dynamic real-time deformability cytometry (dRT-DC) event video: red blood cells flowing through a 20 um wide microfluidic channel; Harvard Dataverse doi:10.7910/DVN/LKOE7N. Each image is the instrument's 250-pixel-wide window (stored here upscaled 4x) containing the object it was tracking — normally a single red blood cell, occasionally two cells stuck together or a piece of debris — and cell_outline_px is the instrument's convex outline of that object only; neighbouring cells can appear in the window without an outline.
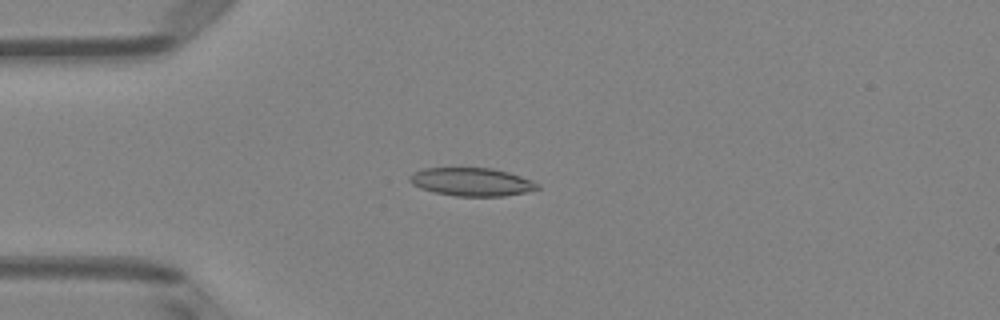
{"species": "Egyptian fruit bat (a non-hibernating species)", "species_latin": "Rousettus aegyptiacus", "temperature_condition": "room temperature", "stored_images_in_passage": 48, "camera_frame_rate_fps": 3000, "um_per_image_px": 0.085, "animal": {"sex": "female"}, "frame": {"image": 1, "passage_image": 11, "time_ms": 3.333, "image_size_px": [1000, 320], "cell_outline_px": [[540, 188], [524, 192], [504, 196], [456, 196], [436, 192], [420, 188], [412, 184], [408, 180], [408, 176], [412, 172], [424, 168], [492, 168], [508, 172], [532, 180], [540, 184]], "centroid_in_image_um": [40.07, 15.45], "position_along_channel_um": 44.9, "area_um2": 20.98}}
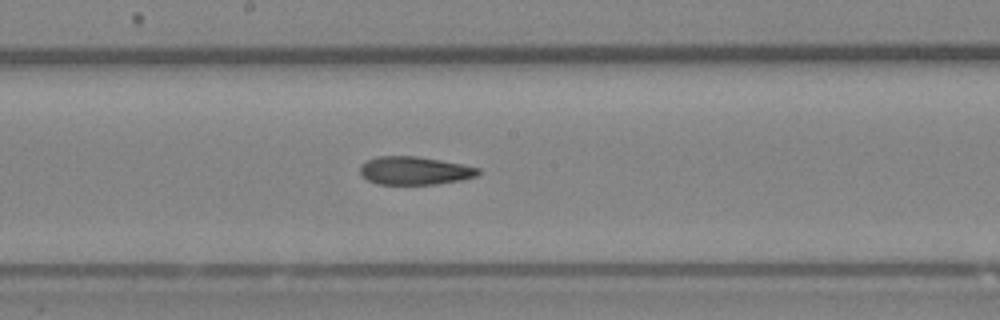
{"frame": {"image": 2, "passage_image": 25, "time_ms": 8.0, "image_size_px": [1000, 320], "cell_outline_px": [[480, 172], [476, 176], [460, 180], [436, 184], [376, 184], [368, 180], [360, 172], [360, 164], [364, 160], [376, 156], [416, 156], [440, 160], [480, 168]], "centroid_in_image_um": [35.19, 14.5], "position_along_channel_um": 213.0, "area_um2": 19.36}}
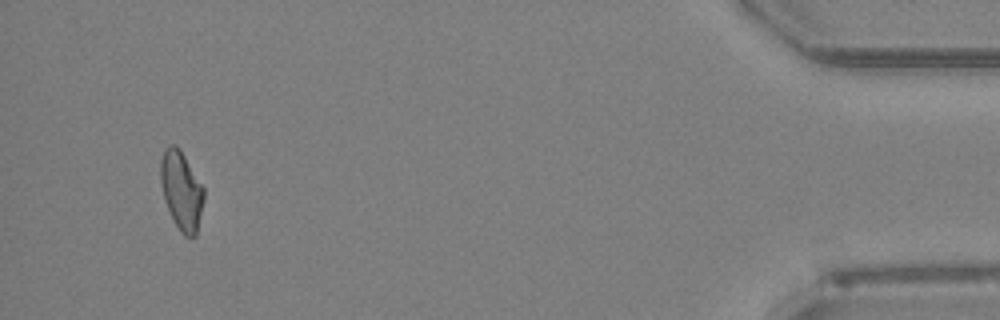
{"frame": {"image": 3, "passage_image": 46, "time_ms": 15.0, "image_size_px": [1000, 320], "cell_outline_px": [[204, 200], [196, 236], [184, 236], [180, 232], [172, 220], [164, 200], [160, 184], [160, 160], [164, 148], [168, 144], [176, 144], [180, 148], [204, 188]], "centroid_in_image_um": [15.4, 16.18], "position_along_channel_um": 419.8, "area_um2": 20.23}, "authors_computed_cell_mechanics": {"area_um2": 20.23, "velocity_mm_per_s": 4.0249, "shape_relaxation_time_tau1_ms": null, "shape_relaxation_time_tau2_ms": 1.7357, "deformation_change_tau1": null, "deformation_change_tau2": 0.0951}}